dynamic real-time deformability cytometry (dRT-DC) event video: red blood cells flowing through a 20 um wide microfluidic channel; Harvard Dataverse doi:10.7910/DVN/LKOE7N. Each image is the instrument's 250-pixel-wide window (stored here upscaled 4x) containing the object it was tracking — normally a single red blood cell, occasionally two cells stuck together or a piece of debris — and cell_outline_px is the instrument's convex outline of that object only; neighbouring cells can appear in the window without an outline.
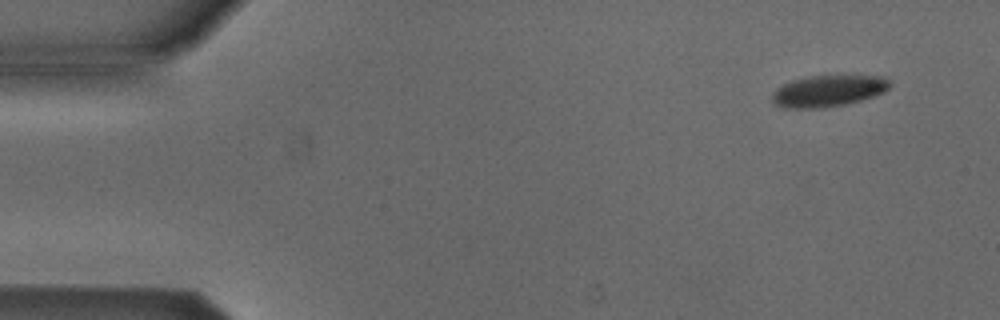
{"species": "Egyptian fruit bat (a non-hibernating species)", "species_latin": "Rousettus aegyptiacus", "temperature_condition": "cold", "stored_images_in_passage": 4, "camera_frame_rate_fps": 3000, "um_per_image_px": 0.085, "animal": {"sex": "male"}, "frame": {"image": 1, "passage_image": 1, "time_ms": 0.0, "image_size_px": [1000, 320], "cell_outline_px": [[892, 84], [884, 92], [860, 100], [844, 104], [824, 108], [784, 108], [776, 104], [772, 100], [772, 92], [776, 88], [792, 80], [812, 76], [880, 76], [888, 80]], "centroid_in_image_um": [70.37, 7.73], "position_along_channel_um": 14.6, "area_um2": 21.33}}
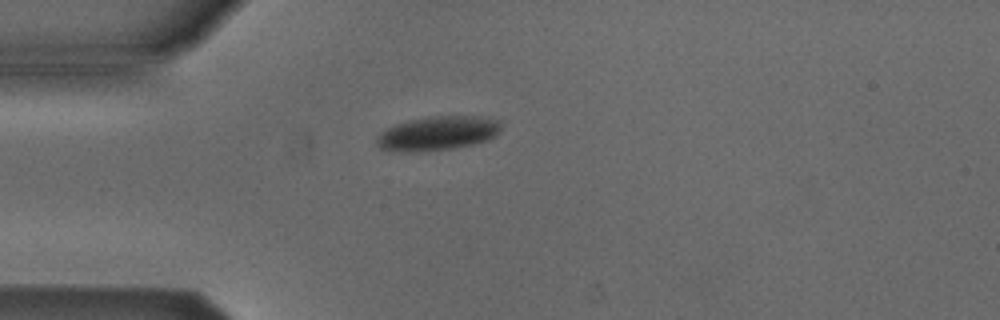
{"frame": {"image": 2, "passage_image": 3, "time_ms": 3.333, "image_size_px": [1000, 320], "cell_outline_px": [[500, 128], [496, 136], [488, 140], [472, 144], [452, 148], [420, 152], [388, 152], [380, 148], [376, 144], [376, 136], [380, 132], [396, 124], [408, 120], [428, 116], [476, 116], [496, 120], [500, 124]], "centroid_in_image_um": [37.12, 11.35], "position_along_channel_um": 47.9, "area_um2": 24.91}}